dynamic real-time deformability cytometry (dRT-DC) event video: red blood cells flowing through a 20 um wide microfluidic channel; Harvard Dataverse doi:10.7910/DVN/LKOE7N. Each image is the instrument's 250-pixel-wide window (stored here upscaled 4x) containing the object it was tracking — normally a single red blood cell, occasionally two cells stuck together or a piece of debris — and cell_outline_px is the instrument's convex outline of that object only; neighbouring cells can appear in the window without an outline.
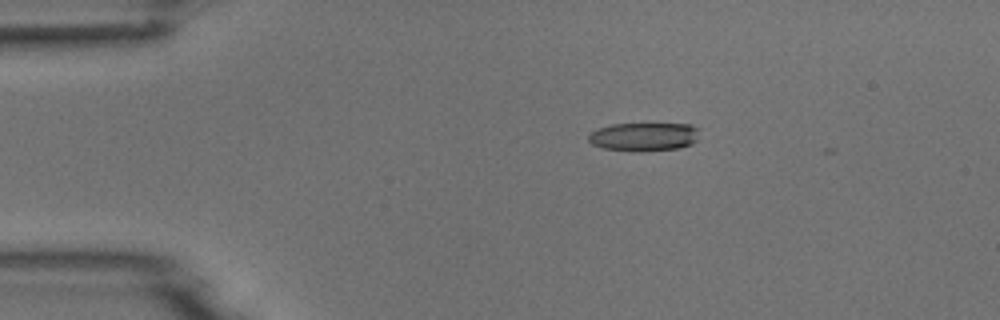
{"species": "common noctule bat (a hibernating species)", "species_latin": "Nyctalus noctula", "temperature_condition": "room temperature", "stored_images_in_passage": 9, "camera_frame_rate_fps": 3000, "um_per_image_px": 0.085, "animal": {"sex": "male", "body_mass_g": 18.8}, "frame": {"image": 1, "passage_image": 1, "time_ms": 0.0, "image_size_px": [1000, 320], "cell_outline_px": [[700, 128], [696, 140], [692, 144], [680, 148], [640, 152], [636, 152], [604, 148], [592, 144], [588, 140], [588, 136], [596, 128], [612, 124], [692, 124]], "centroid_in_image_um": [54.76, 11.62], "position_along_channel_um": 30.2, "area_um2": 18.67}}
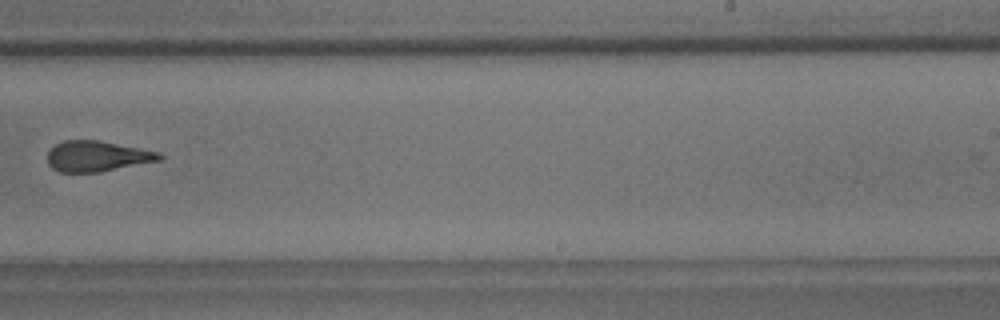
{"frame": {"image": 2, "passage_image": 8, "time_ms": 8.0, "image_size_px": [1000, 320], "cell_outline_px": [[164, 156], [160, 160], [100, 172], [60, 172], [52, 168], [48, 164], [48, 152], [56, 144], [64, 140], [96, 140], [160, 152]], "centroid_in_image_um": [8.24, 13.28], "position_along_channel_um": 280.8, "area_um2": 19.77}}
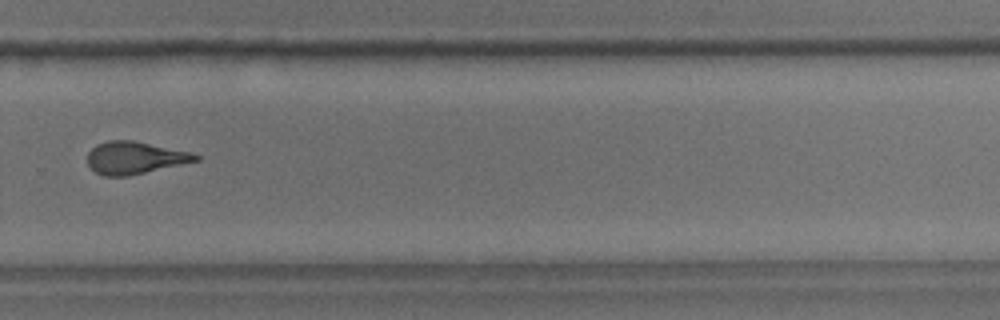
{"frame": {"image": 3, "passage_image": 9, "time_ms": 9.0, "image_size_px": [1000, 320], "cell_outline_px": [[200, 160], [128, 176], [104, 176], [96, 172], [88, 164], [88, 152], [96, 144], [108, 140], [132, 140], [188, 152], [200, 156]], "centroid_in_image_um": [11.42, 13.41], "position_along_channel_um": 318.4, "area_um2": 20.11}}